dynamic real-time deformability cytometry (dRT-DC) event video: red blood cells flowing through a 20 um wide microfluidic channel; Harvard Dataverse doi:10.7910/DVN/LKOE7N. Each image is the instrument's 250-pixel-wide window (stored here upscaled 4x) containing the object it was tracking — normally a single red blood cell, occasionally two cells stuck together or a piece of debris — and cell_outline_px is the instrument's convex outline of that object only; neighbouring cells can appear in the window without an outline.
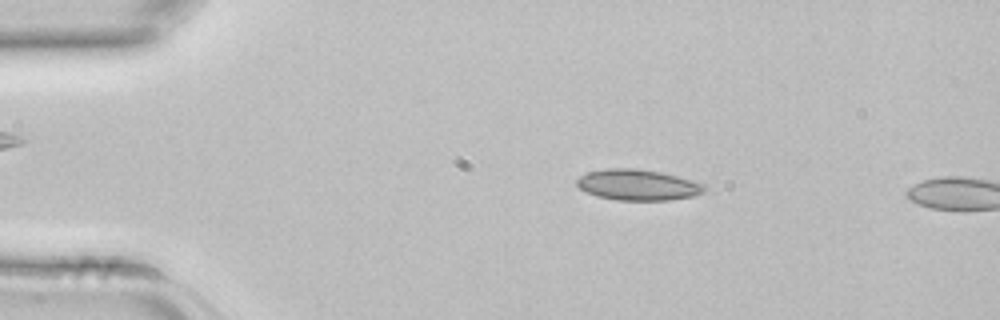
{"species": "common noctule bat (a hibernating species)", "species_latin": "Nyctalus noctula", "temperature_condition": "room temperature", "stored_images_in_passage": 9, "camera_frame_rate_fps": 3000, "um_per_image_px": 0.085, "animal": {"sex": "female", "body_mass_g": 22.7, "forearm_length_mm": 54.2}, "frame": {"image": 1, "passage_image": 7, "time_ms": 2.0, "image_size_px": [1000, 320], "cell_outline_px": [[708, 188], [704, 192], [692, 196], [668, 200], [616, 200], [596, 196], [580, 188], [576, 184], [576, 180], [580, 176], [588, 172], [608, 168], [636, 168], [660, 172], [708, 184]], "centroid_in_image_um": [54.25, 15.71], "position_along_channel_um": 30.8, "area_um2": 23.0}}